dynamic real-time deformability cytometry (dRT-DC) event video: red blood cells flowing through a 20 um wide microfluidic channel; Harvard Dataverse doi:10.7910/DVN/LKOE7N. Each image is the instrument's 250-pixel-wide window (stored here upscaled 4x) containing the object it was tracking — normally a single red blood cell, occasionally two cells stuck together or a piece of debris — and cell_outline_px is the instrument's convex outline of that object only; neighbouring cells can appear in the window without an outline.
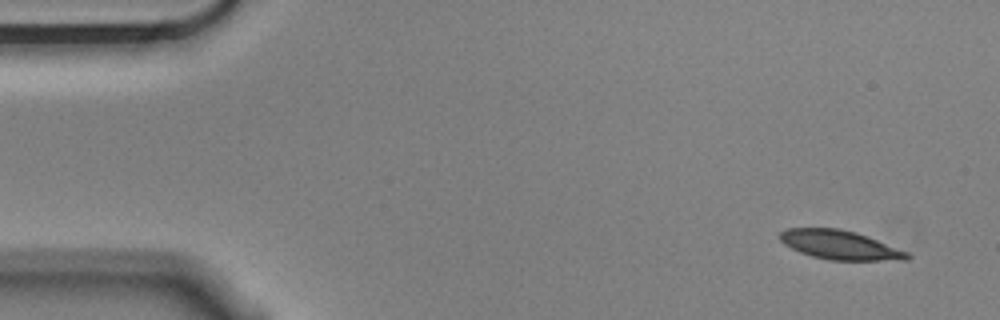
{"species": "Egyptian fruit bat (a non-hibernating species)", "species_latin": "Rousettus aegyptiacus", "temperature_condition": "cold", "stored_images_in_passage": 4, "camera_frame_rate_fps": 3000, "um_per_image_px": 0.085, "animal": {"sex": "male"}, "frame": {"image": 1, "passage_image": 1, "time_ms": 0.0, "image_size_px": [1000, 320], "cell_outline_px": [[912, 256], [908, 260], [828, 260], [812, 256], [800, 252], [784, 244], [780, 240], [780, 232], [788, 228], [836, 228], [856, 232], [908, 252]], "centroid_in_image_um": [71.39, 20.82], "position_along_channel_um": 13.6, "area_um2": 21.39}}
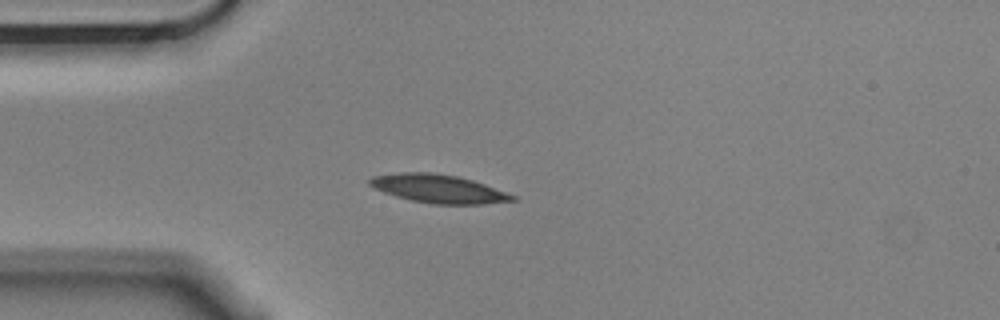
{"frame": {"image": 2, "passage_image": 4, "time_ms": 1.0, "image_size_px": [1000, 320], "cell_outline_px": [[516, 200], [484, 204], [432, 204], [412, 200], [396, 196], [372, 188], [368, 184], [368, 180], [372, 176], [400, 172], [432, 172], [456, 176], [472, 180], [484, 184], [516, 196]], "centroid_in_image_um": [37.22, 16.04], "position_along_channel_um": 47.8, "area_um2": 23.52}}